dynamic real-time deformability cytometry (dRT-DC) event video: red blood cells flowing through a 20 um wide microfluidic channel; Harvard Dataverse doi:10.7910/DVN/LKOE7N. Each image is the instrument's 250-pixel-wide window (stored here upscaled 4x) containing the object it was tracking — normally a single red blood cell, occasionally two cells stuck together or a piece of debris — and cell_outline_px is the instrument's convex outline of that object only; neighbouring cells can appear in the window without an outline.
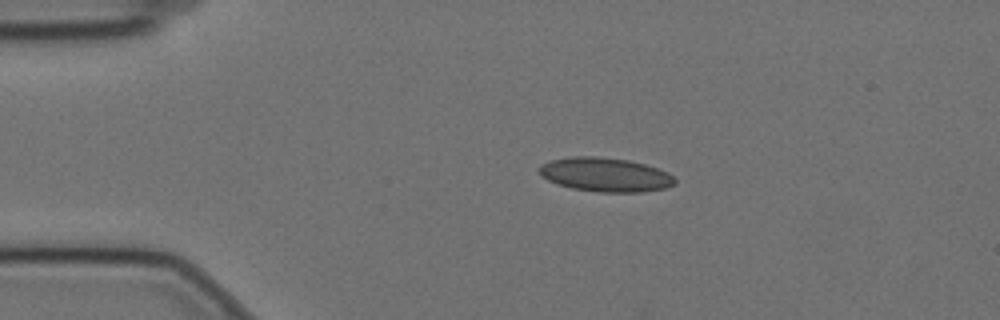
{"species": "Egyptian fruit bat (a non-hibernating species)", "species_latin": "Rousettus aegyptiacus", "temperature_condition": "cold", "stored_images_in_passage": 47, "camera_frame_rate_fps": 3000, "um_per_image_px": 0.085, "animal": {"sex": "female"}, "frame": {"image": 1, "passage_image": 1, "time_ms": 0.0, "image_size_px": [1000, 320], "cell_outline_px": [[676, 184], [664, 188], [644, 192], [600, 192], [572, 188], [556, 184], [540, 176], [536, 168], [540, 164], [552, 160], [568, 156], [596, 156], [628, 160], [644, 164], [668, 172], [676, 180]], "centroid_in_image_um": [51.4, 14.84], "position_along_channel_um": 33.6, "area_um2": 27.11}}
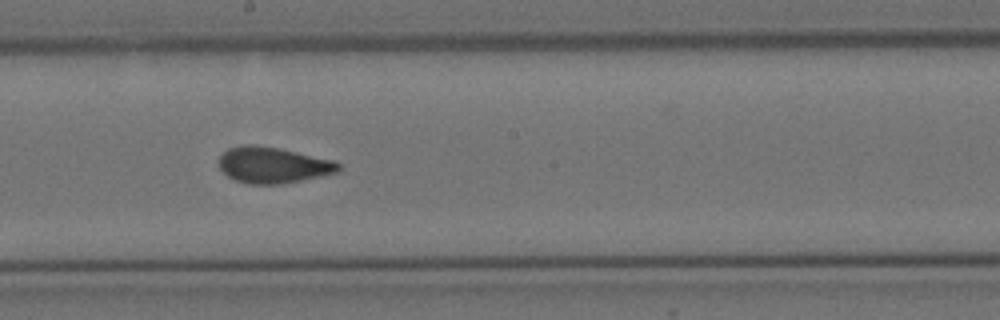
{"frame": {"image": 2, "passage_image": 21, "time_ms": 6.667, "image_size_px": [1000, 320], "cell_outline_px": [[340, 172], [280, 184], [248, 184], [236, 180], [228, 176], [220, 168], [220, 156], [228, 148], [240, 144], [256, 144], [280, 148], [336, 160], [340, 164]], "centroid_in_image_um": [23.23, 14.01], "position_along_channel_um": 225.0, "area_um2": 25.32}}
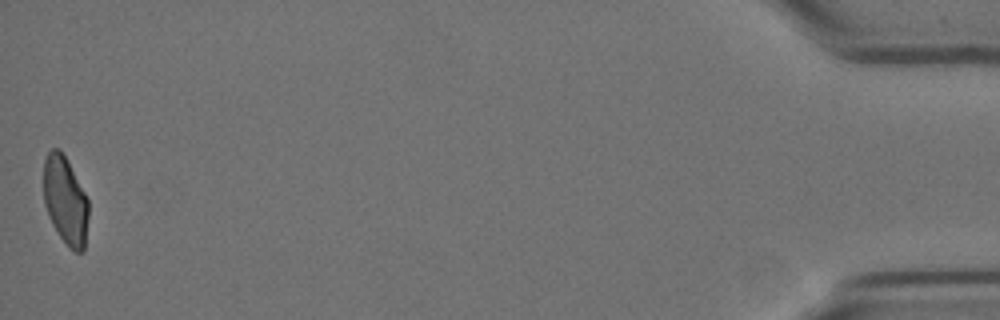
{"frame": {"image": 3, "passage_image": 47, "time_ms": 15.333, "image_size_px": [1000, 320], "cell_outline_px": [[88, 216], [84, 252], [76, 252], [60, 236], [52, 224], [48, 216], [44, 204], [44, 160], [48, 152], [52, 148], [60, 148], [84, 192], [88, 200]], "centroid_in_image_um": [5.54, 17.03], "position_along_channel_um": 429.7, "area_um2": 22.72}, "authors_computed_cell_mechanics": {"area_um2": 25.0852, "velocity_mm_per_s": 3.4794, "shape_relaxation_time_tau1_ms": 8.2886, "shape_relaxation_time_tau2_ms": 1.2291, "deformation_change_tau1": 0.1581, "deformation_change_tau2": 0.0795}}